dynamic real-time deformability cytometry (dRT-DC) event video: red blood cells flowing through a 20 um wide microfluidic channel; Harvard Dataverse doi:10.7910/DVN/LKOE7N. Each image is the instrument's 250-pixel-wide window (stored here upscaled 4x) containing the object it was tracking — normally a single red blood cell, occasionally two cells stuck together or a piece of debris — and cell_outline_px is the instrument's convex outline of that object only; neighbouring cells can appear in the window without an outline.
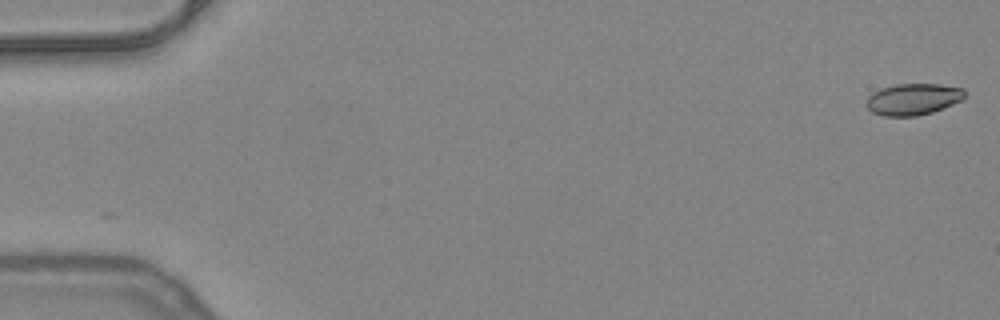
{"species": "common noctule bat (a hibernating species)", "species_latin": "Nyctalus noctula", "temperature_condition": "warm", "stored_images_in_passage": 52, "camera_frame_rate_fps": 3000, "um_per_image_px": 0.085, "animal": {"sex": "female", "body_mass_g": 24.6, "forearm_length_mm": 56.2}, "frame": {"image": 1, "passage_image": 1, "time_ms": 0.0, "image_size_px": [1000, 320], "cell_outline_px": [[964, 100], [932, 112], [916, 116], [884, 116], [872, 112], [864, 104], [868, 96], [872, 92], [880, 88], [896, 84], [940, 84], [964, 88]], "centroid_in_image_um": [77.6, 8.43], "position_along_channel_um": 7.4, "area_um2": 18.26}}
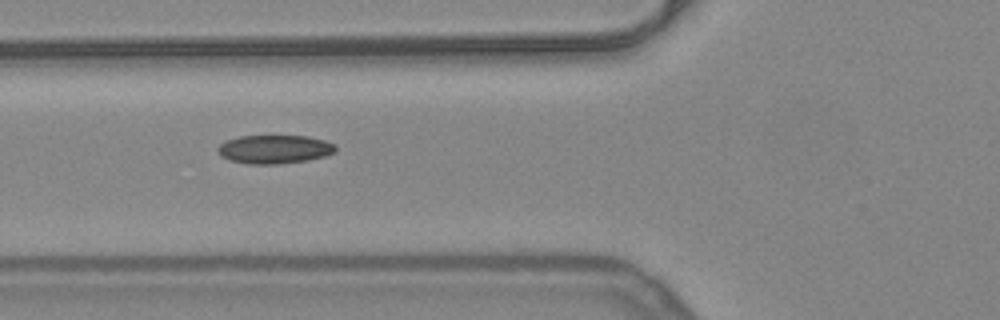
{"frame": {"image": 2, "passage_image": 20, "time_ms": 6.333, "image_size_px": [1000, 320], "cell_outline_px": [[336, 152], [324, 156], [308, 160], [280, 164], [248, 164], [228, 160], [220, 156], [216, 148], [224, 140], [240, 136], [308, 136], [324, 140], [336, 144]], "centroid_in_image_um": [23.31, 12.69], "position_along_channel_um": 102.5, "area_um2": 19.88}}
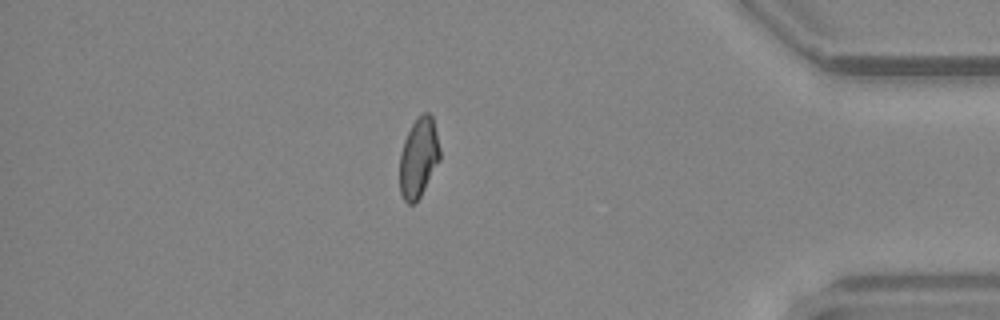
{"frame": {"image": 3, "passage_image": 45, "time_ms": 14.667, "image_size_px": [1000, 320], "cell_outline_px": [[440, 160], [420, 196], [412, 204], [408, 204], [404, 200], [400, 192], [400, 152], [404, 140], [412, 124], [424, 112], [428, 112], [432, 116], [440, 148]], "centroid_in_image_um": [35.58, 13.4], "position_along_channel_um": 399.6, "area_um2": 18.44}, "authors_computed_cell_mechanics": {"area_um2": 18.9873, "velocity_mm_per_s": 4.0088, "shape_relaxation_time_tau1_ms": 11.0545, "shape_relaxation_time_tau2_ms": 2.8936, "deformation_change_tau1": 0.2148, "deformation_change_tau2": 0.0818}}